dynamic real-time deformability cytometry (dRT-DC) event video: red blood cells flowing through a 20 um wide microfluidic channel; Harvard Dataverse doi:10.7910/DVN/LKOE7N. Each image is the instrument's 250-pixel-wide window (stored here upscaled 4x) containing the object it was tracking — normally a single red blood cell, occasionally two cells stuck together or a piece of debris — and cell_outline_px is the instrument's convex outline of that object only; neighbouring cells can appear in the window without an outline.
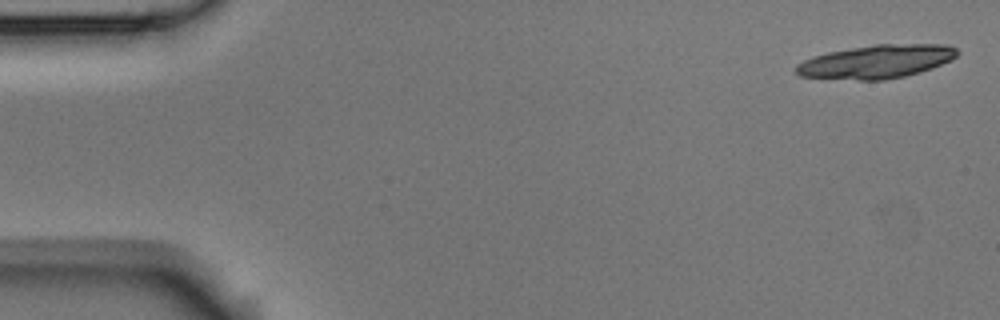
{"species": "Egyptian fruit bat (a non-hibernating species)", "species_latin": "Rousettus aegyptiacus", "temperature_condition": "room temperature", "stored_images_in_passage": 4, "camera_frame_rate_fps": 3000, "um_per_image_px": 0.085, "animal": {"sex": "male"}, "frame": {"image": 1, "passage_image": 1, "time_ms": 0.0, "image_size_px": [1000, 320], "cell_outline_px": [[960, 52], [952, 60], [932, 68], [920, 72], [904, 76], [884, 80], [860, 80], [800, 76], [796, 72], [796, 64], [812, 56], [828, 52], [876, 44], [948, 44], [956, 48]], "centroid_in_image_um": [74.53, 5.23], "position_along_channel_um": 10.5, "area_um2": 31.39}}